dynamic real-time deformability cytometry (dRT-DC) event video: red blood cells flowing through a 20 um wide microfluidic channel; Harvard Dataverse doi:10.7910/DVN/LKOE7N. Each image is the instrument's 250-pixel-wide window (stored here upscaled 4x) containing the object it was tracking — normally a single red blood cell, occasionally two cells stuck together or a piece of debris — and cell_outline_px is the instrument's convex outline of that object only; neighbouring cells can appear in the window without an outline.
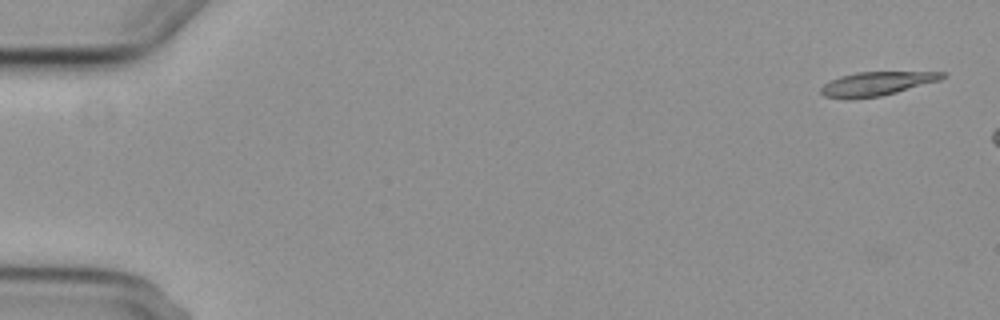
{"species": "common noctule bat (a hibernating species)", "species_latin": "Nyctalus noctula", "temperature_condition": "cold", "stored_images_in_passage": 4, "camera_frame_rate_fps": 3000, "um_per_image_px": 0.085, "animal": {"sex": "female", "body_mass_g": 29.2, "forearm_length_mm": 56.3}, "frame": {"image": 1, "passage_image": 1, "time_ms": 0.0, "image_size_px": [1000, 320], "cell_outline_px": [[948, 76], [940, 80], [896, 92], [880, 96], [852, 100], [848, 100], [824, 96], [820, 92], [820, 88], [824, 84], [840, 76], [856, 72], [944, 72]], "centroid_in_image_um": [74.48, 7.13], "position_along_channel_um": 10.5, "area_um2": 16.94}}